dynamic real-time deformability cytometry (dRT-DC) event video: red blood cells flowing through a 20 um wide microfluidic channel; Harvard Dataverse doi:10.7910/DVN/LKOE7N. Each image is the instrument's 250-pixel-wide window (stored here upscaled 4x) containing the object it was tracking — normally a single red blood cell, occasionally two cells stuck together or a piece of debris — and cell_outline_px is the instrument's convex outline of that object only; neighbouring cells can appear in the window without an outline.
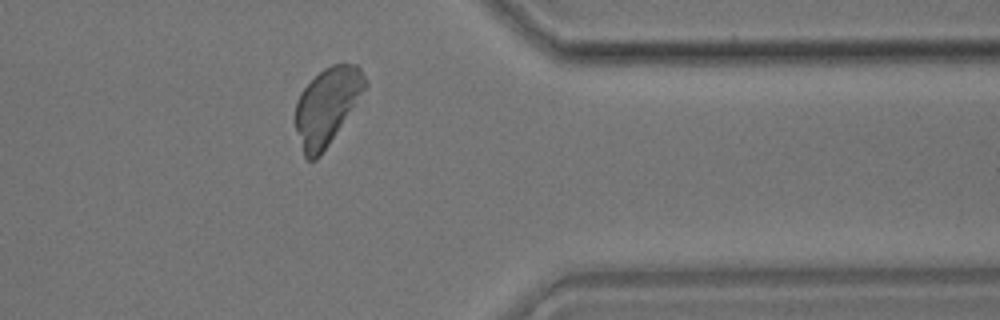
{"species": "common noctule bat (a hibernating species)", "species_latin": "Nyctalus noctula", "temperature_condition": "room temperature", "stored_images_in_passage": 32, "camera_frame_rate_fps": 3000, "um_per_image_px": 0.085, "animal": {"sex": "male", "body_mass_g": 17.9}, "frame": {"image": 1, "passage_image": 25, "time_ms": 8.0, "image_size_px": [1000, 320], "cell_outline_px": [[368, 84], [320, 156], [316, 160], [308, 160], [304, 156], [296, 128], [296, 100], [300, 92], [324, 68], [332, 64], [356, 64], [360, 68], [368, 80]], "centroid_in_image_um": [27.79, 8.99], "position_along_channel_um": 383.6, "area_um2": 30.46}}